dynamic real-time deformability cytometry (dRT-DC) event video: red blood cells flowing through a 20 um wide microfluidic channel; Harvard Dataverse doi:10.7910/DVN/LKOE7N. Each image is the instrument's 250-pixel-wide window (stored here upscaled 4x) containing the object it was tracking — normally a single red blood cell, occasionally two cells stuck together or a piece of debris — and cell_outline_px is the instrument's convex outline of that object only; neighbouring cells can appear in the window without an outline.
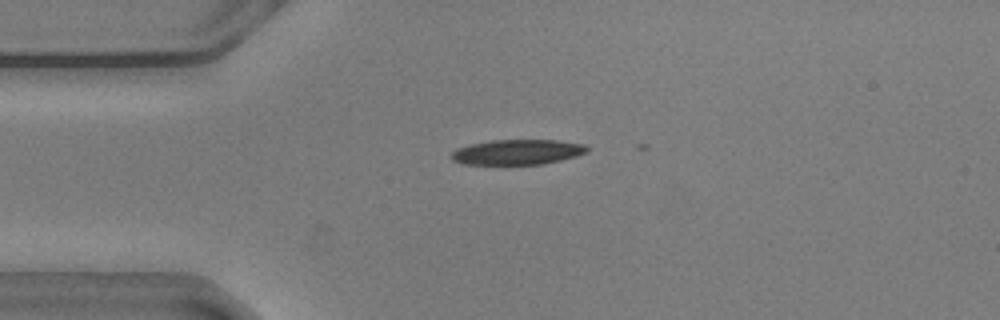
{"species": "common noctule bat (a hibernating species)", "species_latin": "Nyctalus noctula", "temperature_condition": "warm", "stored_images_in_passage": 3, "camera_frame_rate_fps": 3000, "um_per_image_px": 0.085, "animal": {"sex": "male", "body_mass_g": 20.5, "forearm_length_mm": 52.5}, "frame": {"image": 1, "passage_image": 1, "time_ms": 0.0, "image_size_px": [1000, 320], "cell_outline_px": [[588, 152], [576, 156], [544, 164], [464, 164], [452, 160], [448, 156], [456, 148], [472, 144], [492, 140], [556, 140], [584, 144], [588, 148]], "centroid_in_image_um": [43.96, 12.92], "position_along_channel_um": 41.0, "area_um2": 19.88}}